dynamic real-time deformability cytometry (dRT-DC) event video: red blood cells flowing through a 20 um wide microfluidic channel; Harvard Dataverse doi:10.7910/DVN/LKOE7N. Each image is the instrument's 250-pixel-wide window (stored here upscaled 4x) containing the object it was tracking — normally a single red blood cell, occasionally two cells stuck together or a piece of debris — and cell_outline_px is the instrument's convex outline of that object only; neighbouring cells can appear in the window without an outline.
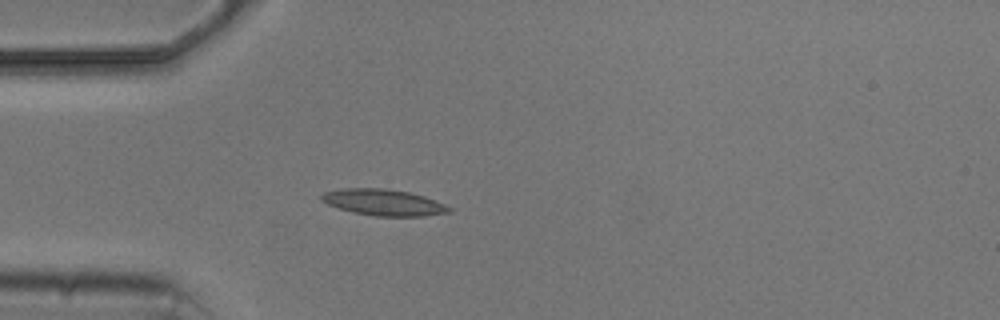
{"species": "common noctule bat (a hibernating species)", "species_latin": "Nyctalus noctula", "temperature_condition": "cold", "stored_images_in_passage": 4, "camera_frame_rate_fps": 3000, "um_per_image_px": 0.085, "animal": {"sex": "male", "body_mass_g": 20.5, "forearm_length_mm": 52.5}, "frame": {"image": 1, "passage_image": 4, "time_ms": 3.667, "image_size_px": [1000, 320], "cell_outline_px": [[452, 212], [424, 216], [376, 216], [352, 212], [328, 204], [320, 200], [320, 196], [324, 192], [340, 188], [384, 188], [408, 192], [424, 196], [444, 204], [452, 208]], "centroid_in_image_um": [32.6, 17.2], "position_along_channel_um": 52.4, "area_um2": 19.54}}